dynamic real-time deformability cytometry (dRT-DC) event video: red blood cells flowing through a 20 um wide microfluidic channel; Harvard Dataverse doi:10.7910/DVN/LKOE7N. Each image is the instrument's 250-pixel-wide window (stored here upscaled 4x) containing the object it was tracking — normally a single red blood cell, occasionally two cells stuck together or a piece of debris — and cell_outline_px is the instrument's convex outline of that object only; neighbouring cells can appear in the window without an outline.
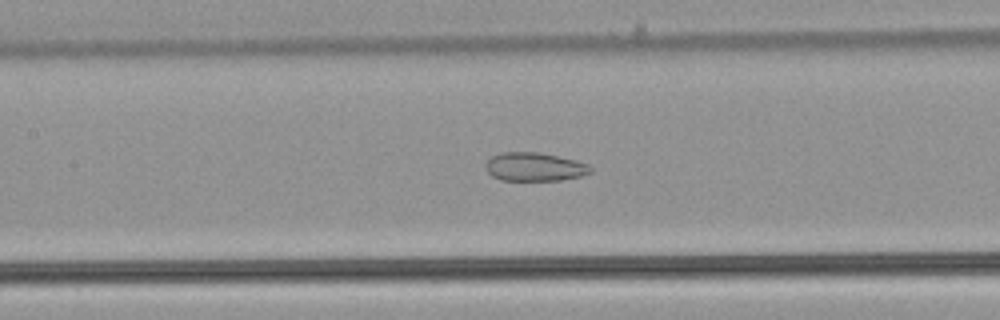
{"species": "common noctule bat (a hibernating species)", "species_latin": "Nyctalus noctula", "temperature_condition": "warm", "stored_images_in_passage": 51, "camera_frame_rate_fps": 3000, "um_per_image_px": 0.085, "animal": {"sex": "male", "body_mass_g": 21.5, "forearm_length_mm": 52.0}, "frame": {"image": 1, "passage_image": 25, "time_ms": 8.0, "image_size_px": [1000, 320], "cell_outline_px": [[592, 172], [580, 176], [560, 180], [500, 180], [492, 176], [484, 168], [484, 164], [492, 156], [500, 152], [540, 152], [576, 160], [588, 164], [592, 168]], "centroid_in_image_um": [45.41, 14.17], "position_along_channel_um": 162.0, "area_um2": 17.57}}
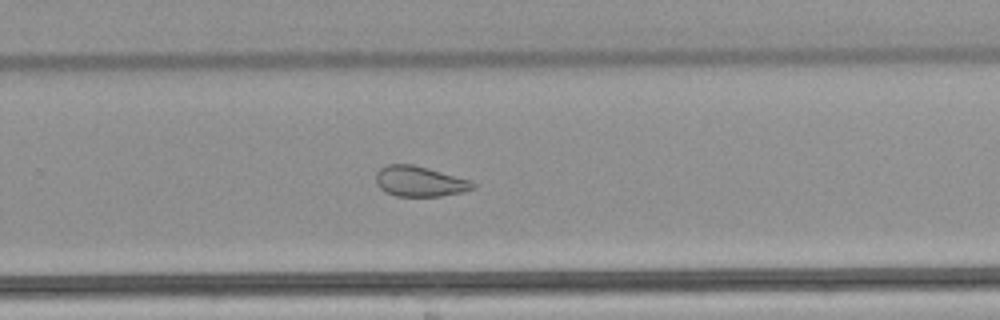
{"frame": {"image": 2, "passage_image": 35, "time_ms": 11.333, "image_size_px": [1000, 320], "cell_outline_px": [[476, 188], [464, 192], [440, 196], [396, 196], [380, 188], [376, 184], [376, 172], [380, 168], [388, 164], [412, 164], [428, 168], [472, 180], [476, 184]], "centroid_in_image_um": [35.71, 15.41], "position_along_channel_um": 294.1, "area_um2": 17.28}}
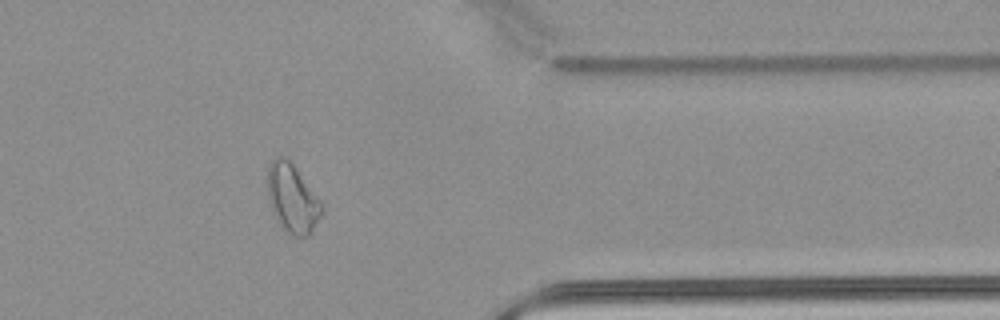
{"frame": {"image": 3, "passage_image": 43, "time_ms": 14.0, "image_size_px": [1000, 320], "cell_outline_px": [[324, 208], [320, 216], [308, 236], [292, 236], [280, 224], [268, 200], [268, 168], [272, 160], [276, 156], [284, 156], [292, 164], [324, 204]], "centroid_in_image_um": [24.86, 16.86], "position_along_channel_um": 386.5, "area_um2": 21.21}}